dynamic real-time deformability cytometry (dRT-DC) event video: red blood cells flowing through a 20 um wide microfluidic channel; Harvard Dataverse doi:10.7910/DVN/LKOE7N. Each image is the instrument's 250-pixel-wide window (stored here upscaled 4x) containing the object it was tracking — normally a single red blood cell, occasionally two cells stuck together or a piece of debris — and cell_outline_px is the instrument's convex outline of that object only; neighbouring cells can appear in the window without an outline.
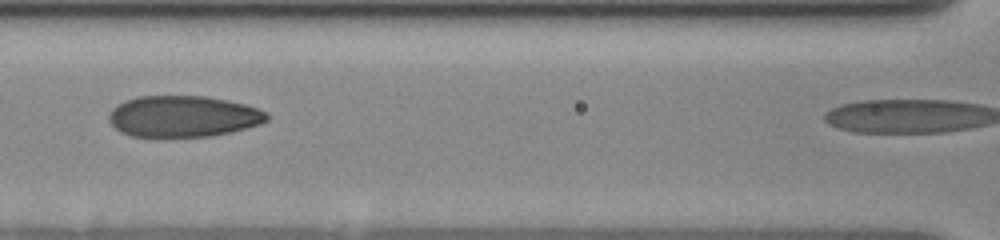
{"species": "human", "species_latin": "Homo sapiens", "temperature_condition": "cold", "stored_images_in_passage": 66, "camera_frame_rate_fps": 3000, "um_per_image_px": 0.085, "donor": {"sex": "female"}, "frame": {"image": 1, "passage_image": 30, "time_ms": 6.333, "image_size_px": [1000, 240], "cell_outline_px": [[268, 120], [260, 124], [248, 128], [232, 132], [212, 136], [164, 140], [156, 140], [132, 136], [120, 132], [108, 120], [108, 116], [112, 108], [116, 104], [124, 100], [136, 96], [208, 96], [228, 100], [244, 104], [256, 108], [264, 112], [268, 116]], "centroid_in_image_um": [15.5, 9.94], "position_along_channel_um": 151.1, "area_um2": 39.36}}
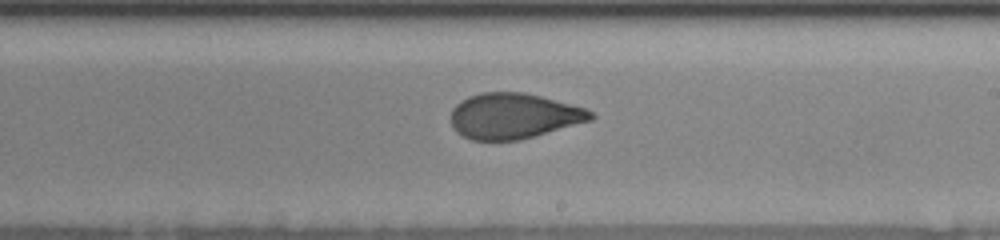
{"frame": {"image": 2, "passage_image": 41, "time_ms": 9.0, "image_size_px": [1000, 240], "cell_outline_px": [[596, 116], [592, 120], [520, 140], [472, 140], [456, 132], [452, 128], [452, 108], [460, 100], [468, 96], [480, 92], [524, 92], [540, 96], [584, 108], [592, 112]], "centroid_in_image_um": [43.63, 9.85], "position_along_channel_um": 245.4, "area_um2": 37.05}}
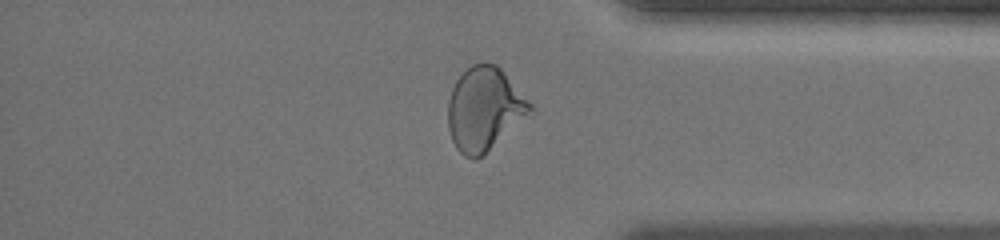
{"frame": {"image": 3, "passage_image": 61, "time_ms": 13.333, "image_size_px": [1000, 240], "cell_outline_px": [[536, 112], [532, 116], [476, 160], [472, 160], [464, 156], [456, 148], [452, 140], [448, 128], [448, 100], [452, 88], [456, 80], [472, 64], [496, 64], [500, 68], [536, 108]], "centroid_in_image_um": [41.22, 9.31], "position_along_channel_um": 394.0, "area_um2": 40.34}}